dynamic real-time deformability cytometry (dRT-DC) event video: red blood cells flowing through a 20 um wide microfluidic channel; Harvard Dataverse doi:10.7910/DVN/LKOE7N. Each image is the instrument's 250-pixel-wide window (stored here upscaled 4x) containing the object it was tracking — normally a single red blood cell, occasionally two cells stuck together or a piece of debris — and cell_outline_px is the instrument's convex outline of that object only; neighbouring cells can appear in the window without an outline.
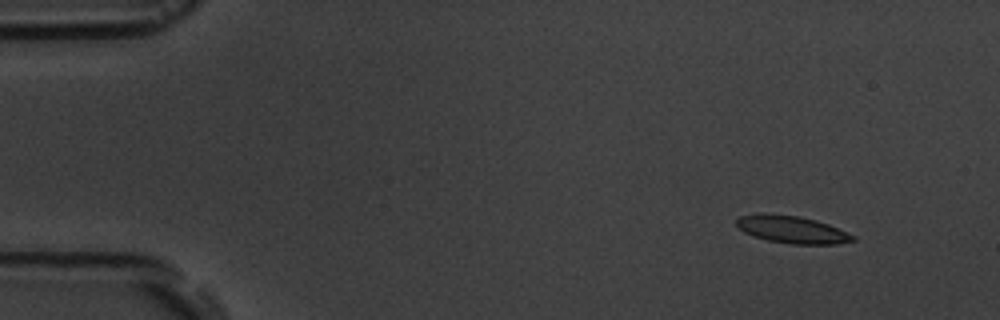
{"species": "common noctule bat (a hibernating species)", "species_latin": "Nyctalus noctula", "temperature_condition": "room temperature", "stored_images_in_passage": 5, "camera_frame_rate_fps": 3000, "um_per_image_px": 0.085, "animal": {"sex": "male", "body_mass_g": 19.5, "forearm_length_mm": 54.6}, "frame": {"image": 1, "passage_image": 2, "time_ms": 1.333, "image_size_px": [1000, 320], "cell_outline_px": [[856, 240], [836, 244], [788, 244], [768, 240], [752, 236], [744, 232], [736, 224], [736, 220], [740, 216], [796, 216], [816, 220], [828, 224], [856, 236]], "centroid_in_image_um": [67.4, 19.57], "position_along_channel_um": 17.6, "area_um2": 17.8}}
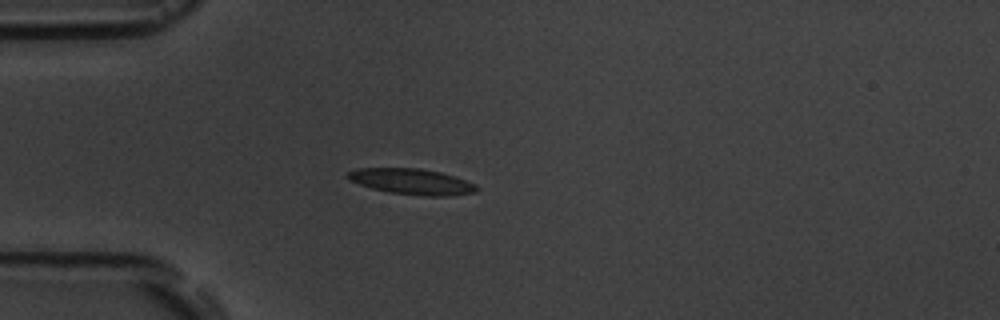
{"frame": {"image": 2, "passage_image": 5, "time_ms": 4.667, "image_size_px": [1000, 320], "cell_outline_px": [[480, 188], [476, 192], [448, 196], [420, 196], [388, 192], [372, 188], [348, 180], [344, 176], [348, 172], [356, 168], [420, 168], [440, 172], [476, 184]], "centroid_in_image_um": [34.98, 15.44], "position_along_channel_um": 50.0, "area_um2": 19.48}}